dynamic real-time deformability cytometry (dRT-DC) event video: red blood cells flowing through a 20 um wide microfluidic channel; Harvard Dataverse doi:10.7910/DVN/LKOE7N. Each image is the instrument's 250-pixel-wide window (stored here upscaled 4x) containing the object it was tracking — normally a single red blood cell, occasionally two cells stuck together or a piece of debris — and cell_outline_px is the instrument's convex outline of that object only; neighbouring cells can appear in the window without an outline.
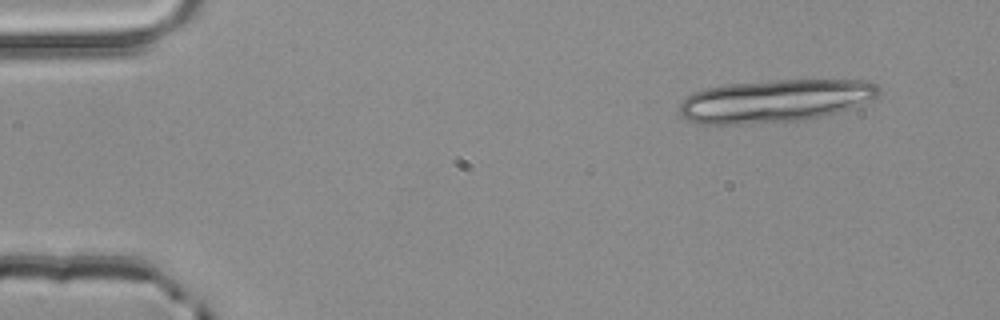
{"species": "common noctule bat (a hibernating species)", "species_latin": "Nyctalus noctula", "temperature_condition": "room temperature", "stored_images_in_passage": 3, "camera_frame_rate_fps": 3000, "um_per_image_px": 0.085, "animal": {"sex": "male", "body_mass_g": 20.4}, "frame": {"image": 1, "passage_image": 1, "time_ms": 0.0, "image_size_px": [1000, 320], "cell_outline_px": [[880, 92], [872, 100], [824, 116], [808, 120], [740, 124], [700, 124], [688, 120], [680, 112], [680, 104], [692, 92], [704, 88], [724, 84], [776, 80], [872, 80], [880, 88]], "centroid_in_image_um": [65.89, 8.57], "position_along_channel_um": 19.1, "area_um2": 49.82}}